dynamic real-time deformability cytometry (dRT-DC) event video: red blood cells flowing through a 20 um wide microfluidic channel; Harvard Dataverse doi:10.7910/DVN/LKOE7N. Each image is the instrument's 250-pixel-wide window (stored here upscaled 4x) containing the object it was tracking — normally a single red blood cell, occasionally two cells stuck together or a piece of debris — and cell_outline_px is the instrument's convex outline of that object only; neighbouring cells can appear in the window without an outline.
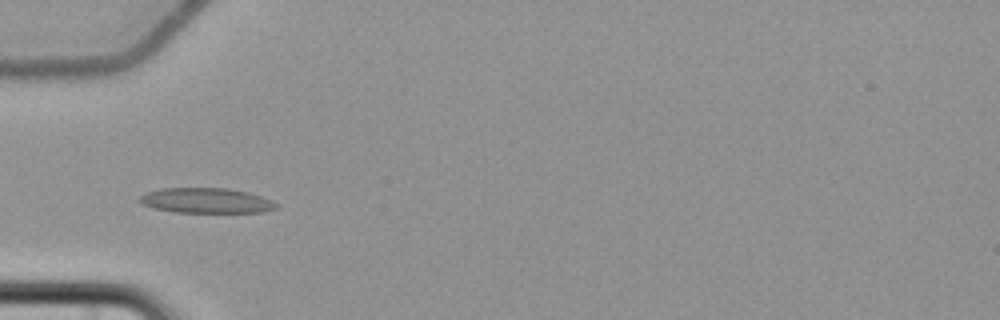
{"species": "common noctule bat (a hibernating species)", "species_latin": "Nyctalus noctula", "temperature_condition": "cold", "stored_images_in_passage": 10, "camera_frame_rate_fps": 3000, "um_per_image_px": 0.085, "animal": {"sex": "female", "body_mass_g": 22.7, "forearm_length_mm": 54.2}, "frame": {"image": 1, "passage_image": 5, "time_ms": 5.667, "image_size_px": [1000, 320], "cell_outline_px": [[276, 208], [264, 212], [176, 212], [152, 208], [136, 200], [140, 196], [148, 192], [160, 188], [228, 188], [248, 192], [272, 200], [276, 204]], "centroid_in_image_um": [17.5, 17.04], "position_along_channel_um": 67.5, "area_um2": 19.94}}
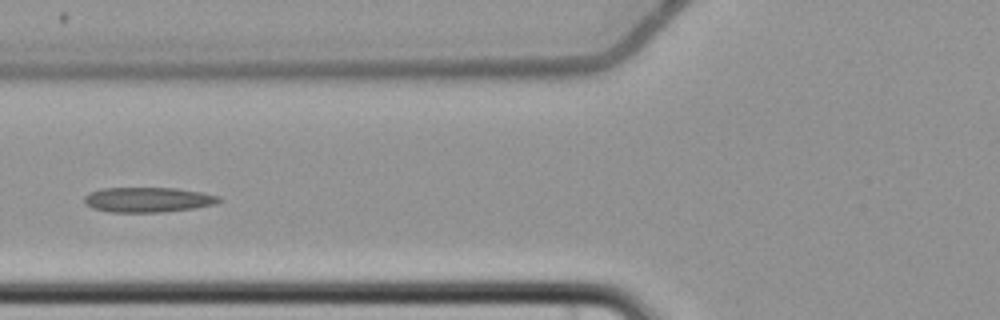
{"frame": {"image": 2, "passage_image": 6, "time_ms": 7.0, "image_size_px": [1000, 320], "cell_outline_px": [[224, 200], [216, 204], [196, 208], [164, 212], [108, 212], [92, 208], [84, 200], [84, 196], [88, 192], [100, 188], [176, 188], [200, 192], [220, 196]], "centroid_in_image_um": [12.6, 16.97], "position_along_channel_um": 113.2, "area_um2": 19.83}}
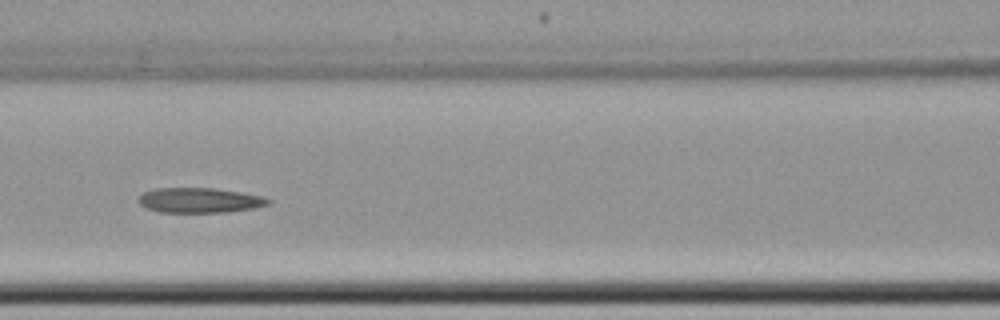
{"frame": {"image": 3, "passage_image": 7, "time_ms": 8.0, "image_size_px": [1000, 320], "cell_outline_px": [[272, 200], [268, 204], [256, 208], [224, 212], [160, 212], [148, 208], [140, 204], [136, 200], [144, 192], [156, 188], [216, 188], [264, 196]], "centroid_in_image_um": [16.99, 17.02], "position_along_channel_um": 149.6, "area_um2": 18.9}}